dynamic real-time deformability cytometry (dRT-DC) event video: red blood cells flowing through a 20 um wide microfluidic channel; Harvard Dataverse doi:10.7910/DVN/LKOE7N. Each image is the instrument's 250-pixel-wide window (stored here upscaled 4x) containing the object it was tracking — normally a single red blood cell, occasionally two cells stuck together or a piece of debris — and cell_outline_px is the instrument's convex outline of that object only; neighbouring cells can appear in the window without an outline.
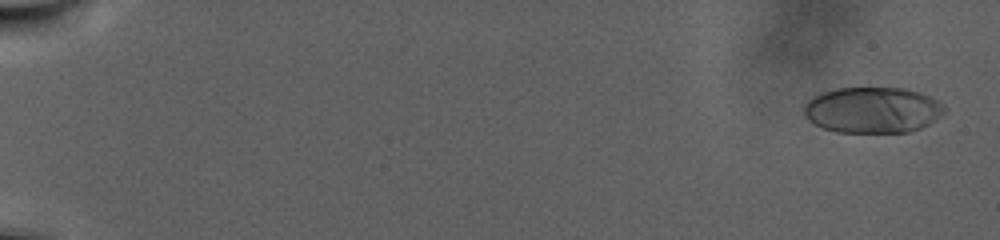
{"species": "human", "species_latin": "Homo sapiens", "temperature_condition": "warm", "stored_images_in_passage": 108, "camera_frame_rate_fps": 3000, "um_per_image_px": 0.085, "donor": {"sex": "male"}, "frame": {"image": 1, "passage_image": 4, "time_ms": 1.0, "image_size_px": [1000, 240], "cell_outline_px": [[948, 112], [936, 120], [920, 128], [908, 132], [836, 132], [824, 128], [808, 120], [804, 116], [804, 104], [812, 96], [820, 92], [836, 88], [904, 88], [920, 92], [944, 104], [948, 108]], "centroid_in_image_um": [74.19, 9.34], "position_along_channel_um": 10.8, "area_um2": 38.03}}
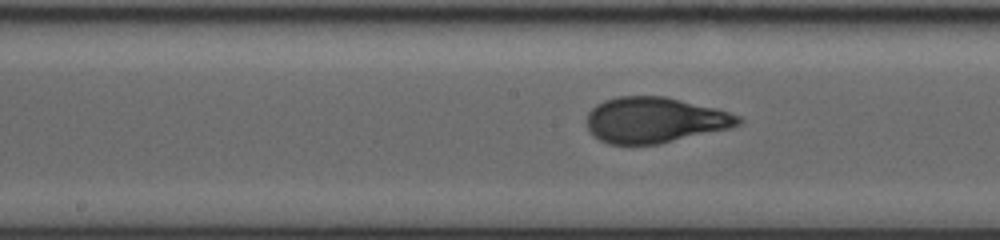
{"frame": {"image": 2, "passage_image": 61, "time_ms": 20.0, "image_size_px": [1000, 240], "cell_outline_px": [[744, 120], [740, 124], [728, 128], [656, 144], [608, 144], [592, 136], [588, 128], [588, 112], [596, 104], [604, 100], [616, 96], [664, 96], [716, 108], [740, 116]], "centroid_in_image_um": [55.62, 10.19], "position_along_channel_um": 192.6, "area_um2": 40.06}}
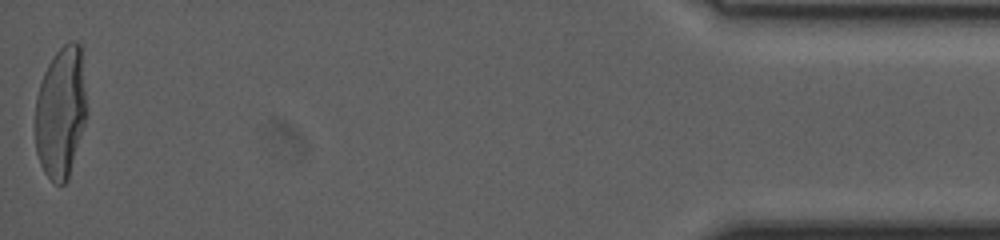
{"frame": {"image": 3, "passage_image": 108, "time_ms": 35.667, "image_size_px": [1000, 240], "cell_outline_px": [[88, 112], [68, 180], [64, 184], [56, 184], [44, 172], [40, 164], [36, 152], [36, 96], [44, 72], [48, 64], [56, 52], [68, 40], [76, 40], [80, 44]], "centroid_in_image_um": [5.18, 9.53], "position_along_channel_um": 430.0, "area_um2": 39.65}, "authors_computed_cell_mechanics": {"area_um2": 38.7838, "velocity_mm_per_s": 2.0136, "shape_relaxation_time_tau1_ms": 10.6834, "shape_relaxation_time_tau2_ms": null, "deformation_change_tau1": 0.2794, "deformation_change_tau2": null}}